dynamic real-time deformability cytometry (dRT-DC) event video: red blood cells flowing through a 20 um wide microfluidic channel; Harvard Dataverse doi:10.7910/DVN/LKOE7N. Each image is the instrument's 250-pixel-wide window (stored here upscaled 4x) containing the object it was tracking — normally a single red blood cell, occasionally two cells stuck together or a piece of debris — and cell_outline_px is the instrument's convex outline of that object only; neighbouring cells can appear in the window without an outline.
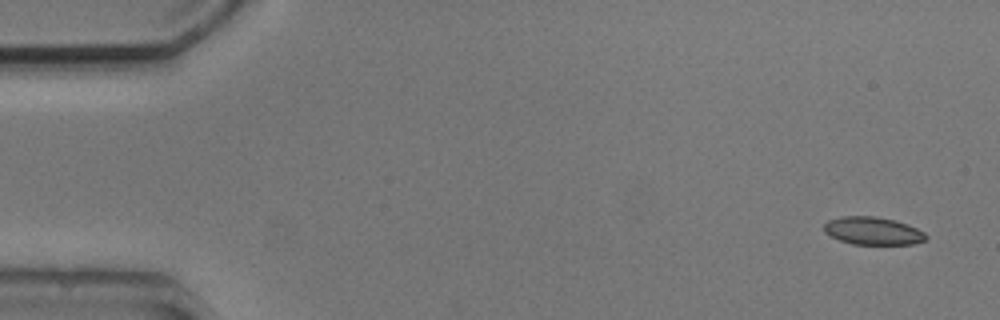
{"species": "common noctule bat (a hibernating species)", "species_latin": "Nyctalus noctula", "temperature_condition": "cold", "stored_images_in_passage": 4, "camera_frame_rate_fps": 3000, "um_per_image_px": 0.085, "animal": {"sex": "male", "body_mass_g": 20.5, "forearm_length_mm": 52.5}, "frame": {"image": 1, "passage_image": 1, "time_ms": 0.0, "image_size_px": [1000, 320], "cell_outline_px": [[928, 240], [912, 244], [852, 244], [828, 236], [824, 232], [824, 224], [828, 220], [840, 216], [876, 216], [896, 220], [908, 224], [924, 232], [928, 236]], "centroid_in_image_um": [74.19, 19.62], "position_along_channel_um": 10.8, "area_um2": 16.76}}
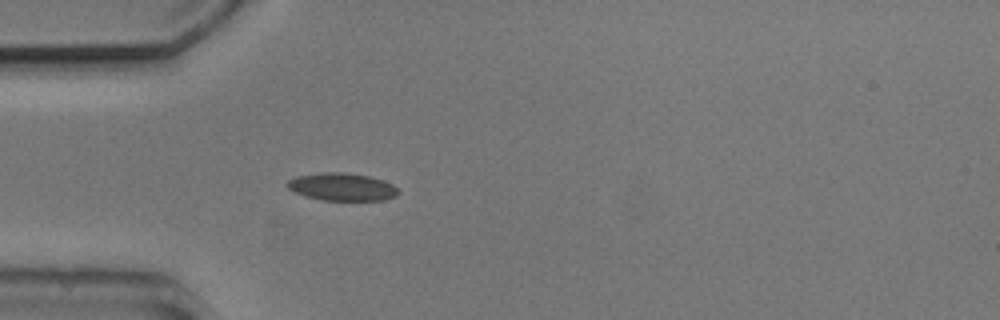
{"frame": {"image": 2, "passage_image": 4, "time_ms": 4.333, "image_size_px": [1000, 320], "cell_outline_px": [[400, 192], [396, 196], [384, 200], [324, 200], [308, 196], [296, 192], [288, 188], [284, 184], [288, 180], [296, 176], [320, 172], [344, 172], [368, 176], [392, 184]], "centroid_in_image_um": [29.05, 15.87], "position_along_channel_um": 55.9, "area_um2": 17.74}}